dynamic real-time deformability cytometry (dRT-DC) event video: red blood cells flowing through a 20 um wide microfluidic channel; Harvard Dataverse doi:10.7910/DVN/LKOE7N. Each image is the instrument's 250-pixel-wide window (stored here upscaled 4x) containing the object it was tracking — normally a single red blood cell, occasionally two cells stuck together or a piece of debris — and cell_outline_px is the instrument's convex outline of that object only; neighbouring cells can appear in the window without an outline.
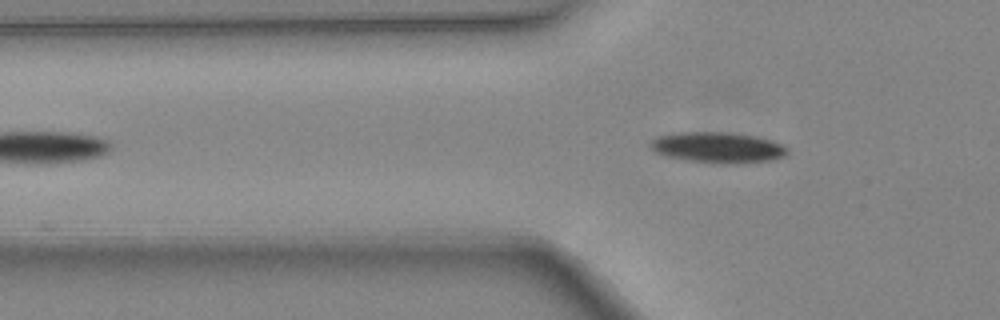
{"species": "common noctule bat (a hibernating species)", "species_latin": "Nyctalus noctula", "temperature_condition": "warm", "stored_images_in_passage": 5, "camera_frame_rate_fps": 3000, "um_per_image_px": 0.085, "animal": {"sex": "female", "body_mass_g": 24.6, "forearm_length_mm": 56.2}, "frame": {"image": 1, "passage_image": 5, "time_ms": 1.333, "image_size_px": [1000, 320], "cell_outline_px": [[788, 152], [784, 156], [772, 160], [724, 164], [684, 160], [668, 156], [656, 152], [648, 144], [656, 136], [672, 132], [732, 132], [756, 136], [772, 140], [784, 144], [788, 148]], "centroid_in_image_um": [61.01, 12.52], "position_along_channel_um": 64.8, "area_um2": 24.8}}